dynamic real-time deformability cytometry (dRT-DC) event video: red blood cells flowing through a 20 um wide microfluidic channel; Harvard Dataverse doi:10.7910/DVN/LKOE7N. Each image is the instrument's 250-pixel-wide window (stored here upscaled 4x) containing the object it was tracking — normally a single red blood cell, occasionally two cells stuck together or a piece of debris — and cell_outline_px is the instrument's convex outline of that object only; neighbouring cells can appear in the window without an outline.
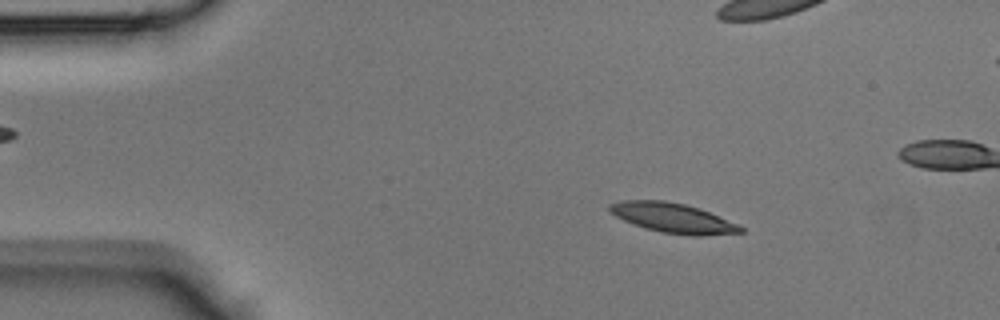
{"species": "Egyptian fruit bat (a non-hibernating species)", "species_latin": "Rousettus aegyptiacus", "temperature_condition": "room temperature", "stored_images_in_passage": 45, "camera_frame_rate_fps": 3000, "um_per_image_px": 0.085, "animal": {"sex": "male"}, "frame": {"image": 1, "passage_image": 7, "time_ms": 2.0, "image_size_px": [1000, 320], "cell_outline_px": [[744, 232], [700, 236], [692, 236], [660, 232], [644, 228], [624, 220], [616, 216], [608, 208], [608, 204], [620, 200], [664, 200], [684, 204], [708, 212], [736, 224], [744, 228]], "centroid_in_image_um": [57.15, 18.53], "position_along_channel_um": 27.8, "area_um2": 22.43}}
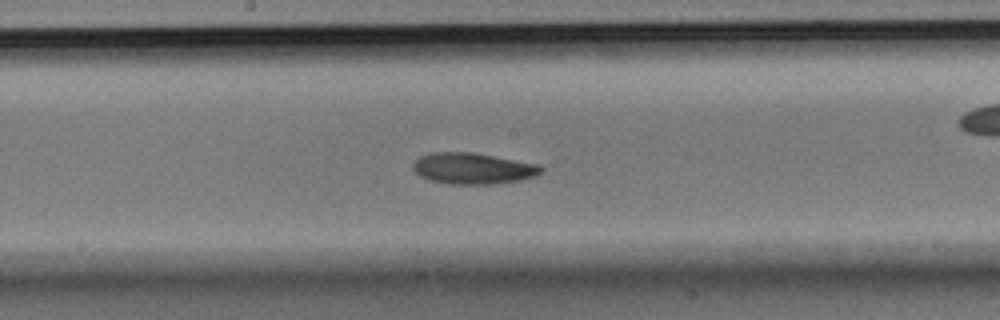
{"frame": {"image": 2, "passage_image": 23, "time_ms": 7.333, "image_size_px": [1000, 320], "cell_outline_px": [[544, 168], [536, 176], [520, 180], [492, 184], [448, 184], [428, 180], [420, 176], [412, 168], [412, 164], [420, 156], [432, 152], [472, 152], [540, 164]], "centroid_in_image_um": [40.19, 14.32], "position_along_channel_um": 208.0, "area_um2": 23.41}}
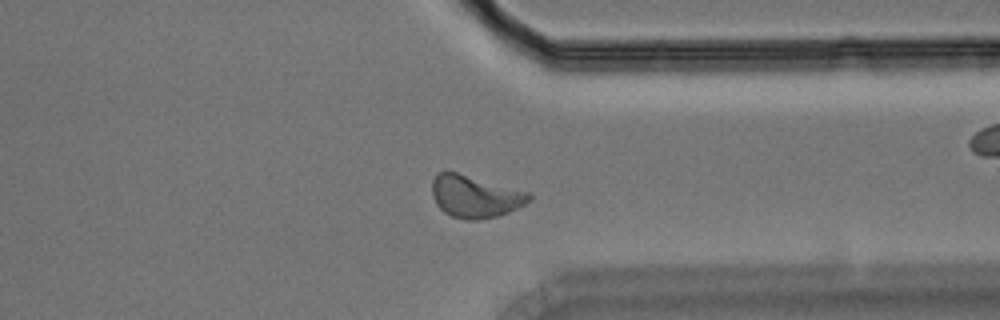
{"frame": {"image": 3, "passage_image": 34, "time_ms": 11.0, "image_size_px": [1000, 320], "cell_outline_px": [[532, 200], [508, 212], [496, 216], [476, 220], [468, 220], [452, 216], [444, 212], [436, 204], [432, 196], [432, 180], [436, 172], [444, 168], [528, 192], [532, 196]], "centroid_in_image_um": [40.32, 16.66], "position_along_channel_um": 371.1, "area_um2": 24.1}}